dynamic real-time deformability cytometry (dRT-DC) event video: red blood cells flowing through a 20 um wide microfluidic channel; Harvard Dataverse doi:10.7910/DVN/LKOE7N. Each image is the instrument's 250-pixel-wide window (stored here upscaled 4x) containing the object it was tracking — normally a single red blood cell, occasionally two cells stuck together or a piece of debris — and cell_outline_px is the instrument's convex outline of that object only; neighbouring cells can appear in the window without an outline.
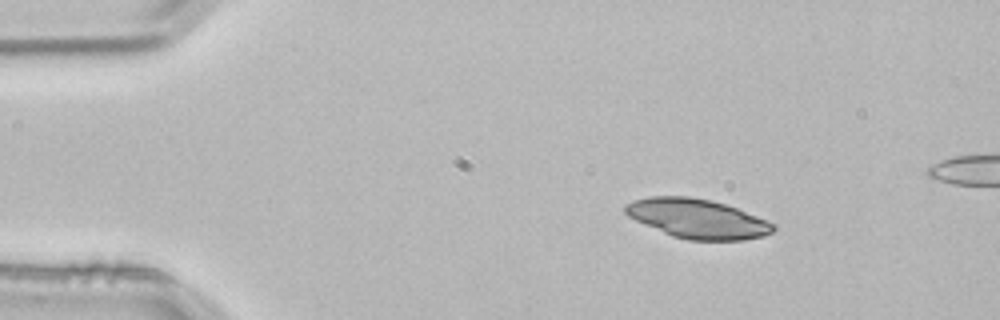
{"species": "common noctule bat (a hibernating species)", "species_latin": "Nyctalus noctula", "temperature_condition": "room temperature", "stored_images_in_passage": 3, "camera_frame_rate_fps": 3000, "um_per_image_px": 0.085, "animal": {"sex": "male", "body_mass_g": 21.5, "forearm_length_mm": 52.0}, "frame": {"image": 1, "passage_image": 1, "time_ms": 0.0, "image_size_px": [1000, 320], "cell_outline_px": [[776, 228], [772, 232], [764, 236], [744, 240], [688, 240], [672, 236], [644, 224], [628, 216], [624, 212], [624, 204], [632, 200], [648, 196], [688, 196], [712, 200], [736, 208], [768, 220], [776, 224]], "centroid_in_image_um": [59.27, 18.58], "position_along_channel_um": 25.7, "area_um2": 34.1}}